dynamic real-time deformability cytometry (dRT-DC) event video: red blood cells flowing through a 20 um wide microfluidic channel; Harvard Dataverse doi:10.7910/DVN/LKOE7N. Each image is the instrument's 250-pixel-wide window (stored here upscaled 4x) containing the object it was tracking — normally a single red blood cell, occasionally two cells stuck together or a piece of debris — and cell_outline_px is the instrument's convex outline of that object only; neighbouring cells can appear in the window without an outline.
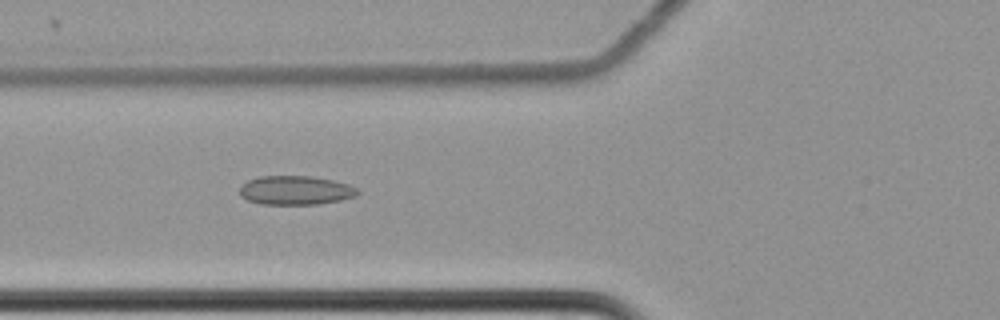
{"species": "common noctule bat (a hibernating species)", "species_latin": "Nyctalus noctula", "temperature_condition": "cold", "stored_images_in_passage": 48, "camera_frame_rate_fps": 3000, "um_per_image_px": 0.085, "animal": {"sex": "female", "body_mass_g": 22.7, "forearm_length_mm": 54.2}, "frame": {"image": 1, "passage_image": 12, "time_ms": 3.667, "image_size_px": [1000, 320], "cell_outline_px": [[360, 192], [356, 196], [340, 200], [320, 204], [260, 204], [248, 200], [240, 196], [240, 184], [248, 180], [260, 176], [312, 176], [332, 180], [348, 184], [356, 188]], "centroid_in_image_um": [25.1, 16.17], "position_along_channel_um": 100.7, "area_um2": 20.0}}
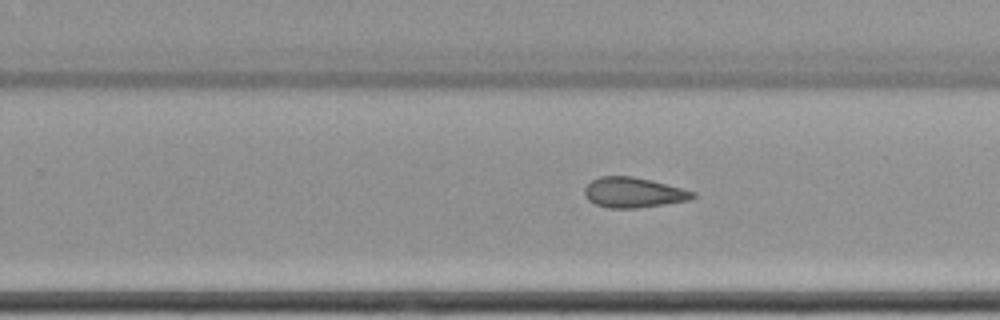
{"frame": {"image": 2, "passage_image": 27, "time_ms": 8.667, "image_size_px": [1000, 320], "cell_outline_px": [[696, 196], [688, 200], [664, 204], [636, 208], [608, 208], [596, 204], [588, 200], [584, 196], [584, 188], [592, 180], [600, 176], [632, 176], [652, 180], [696, 192]], "centroid_in_image_um": [53.82, 16.36], "position_along_channel_um": 276.0, "area_um2": 19.02}}
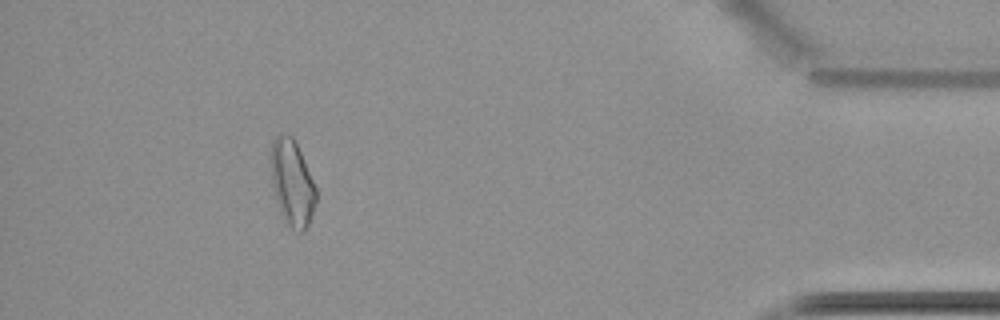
{"frame": {"image": 3, "passage_image": 43, "time_ms": 14.0, "image_size_px": [1000, 320], "cell_outline_px": [[316, 204], [308, 224], [304, 232], [300, 232], [292, 228], [284, 220], [280, 212], [276, 200], [272, 184], [272, 140], [280, 132], [284, 132], [292, 136], [304, 160], [316, 188]], "centroid_in_image_um": [24.84, 15.55], "position_along_channel_um": 410.4, "area_um2": 22.31}, "authors_computed_cell_mechanics": {"area_um2": 19.7676, "velocity_mm_per_s": 3.506, "shape_relaxation_time_tau1_ms": null, "shape_relaxation_time_tau2_ms": 4.3326, "deformation_change_tau1": null, "deformation_change_tau2": 0.1153}}